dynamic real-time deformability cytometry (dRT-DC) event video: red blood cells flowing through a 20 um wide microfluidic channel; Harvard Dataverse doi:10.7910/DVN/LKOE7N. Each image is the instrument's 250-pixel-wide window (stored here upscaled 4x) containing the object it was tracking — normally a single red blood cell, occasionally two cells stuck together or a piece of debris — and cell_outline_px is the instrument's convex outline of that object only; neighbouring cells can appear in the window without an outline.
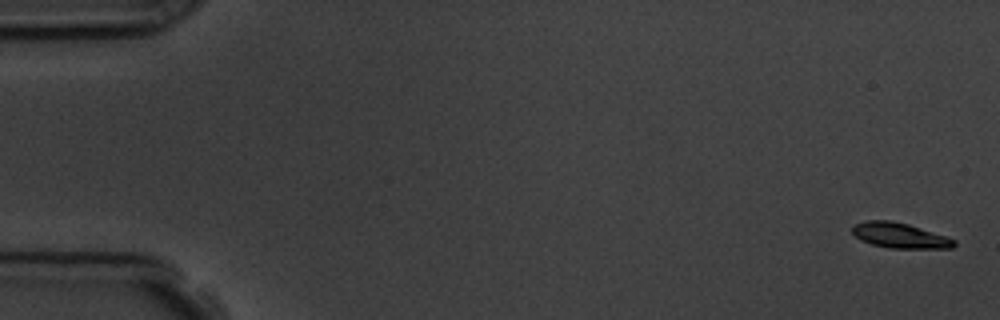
{"species": "common noctule bat (a hibernating species)", "species_latin": "Nyctalus noctula", "temperature_condition": "room temperature", "stored_images_in_passage": 7, "camera_frame_rate_fps": 3000, "um_per_image_px": 0.085, "animal": {"sex": "male", "body_mass_g": 19.5, "forearm_length_mm": 54.6}, "frame": {"image": 1, "passage_image": 1, "time_ms": 0.0, "image_size_px": [1000, 320], "cell_outline_px": [[956, 244], [952, 248], [888, 248], [872, 244], [860, 240], [852, 232], [852, 228], [856, 224], [864, 220], [892, 220], [908, 224], [956, 240]], "centroid_in_image_um": [76.45, 20.01], "position_along_channel_um": 8.5, "area_um2": 14.85}}
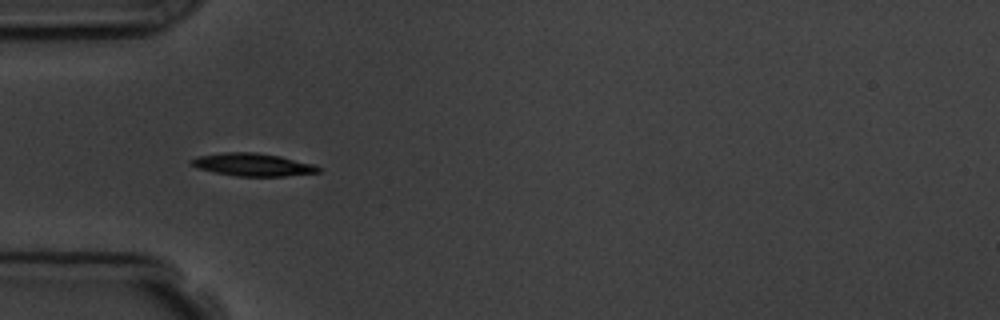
{"frame": {"image": 2, "passage_image": 5, "time_ms": 5.333, "image_size_px": [1000, 320], "cell_outline_px": [[320, 172], [284, 176], [236, 176], [216, 172], [200, 168], [192, 164], [188, 160], [196, 156], [224, 152], [256, 152], [280, 156], [312, 164], [320, 168]], "centroid_in_image_um": [21.46, 13.98], "position_along_channel_um": 63.5, "area_um2": 16.65}}